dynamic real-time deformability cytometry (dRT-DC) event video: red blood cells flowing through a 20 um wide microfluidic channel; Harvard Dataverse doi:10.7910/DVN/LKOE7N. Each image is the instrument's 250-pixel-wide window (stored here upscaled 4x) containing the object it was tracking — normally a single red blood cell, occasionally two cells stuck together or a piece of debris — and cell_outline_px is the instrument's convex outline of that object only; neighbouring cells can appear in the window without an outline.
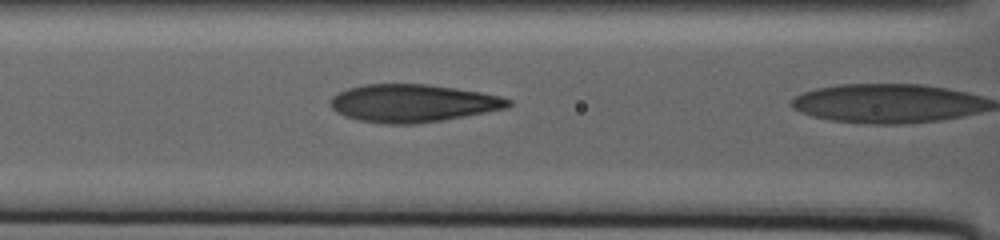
{"species": "human", "species_latin": "Homo sapiens", "temperature_condition": "warm", "stored_images_in_passage": 39, "camera_frame_rate_fps": 3000, "um_per_image_px": 0.085, "donor": {"sex": "male"}, "frame": {"image": 1, "passage_image": 38, "time_ms": 15.333, "image_size_px": [1000, 240], "cell_outline_px": [[512, 104], [508, 108], [464, 116], [416, 124], [388, 124], [356, 120], [344, 116], [336, 112], [328, 104], [328, 100], [332, 96], [348, 88], [364, 84], [428, 84], [480, 92], [500, 96], [512, 100]], "centroid_in_image_um": [35.05, 8.77], "position_along_channel_um": 131.6, "area_um2": 39.25}}